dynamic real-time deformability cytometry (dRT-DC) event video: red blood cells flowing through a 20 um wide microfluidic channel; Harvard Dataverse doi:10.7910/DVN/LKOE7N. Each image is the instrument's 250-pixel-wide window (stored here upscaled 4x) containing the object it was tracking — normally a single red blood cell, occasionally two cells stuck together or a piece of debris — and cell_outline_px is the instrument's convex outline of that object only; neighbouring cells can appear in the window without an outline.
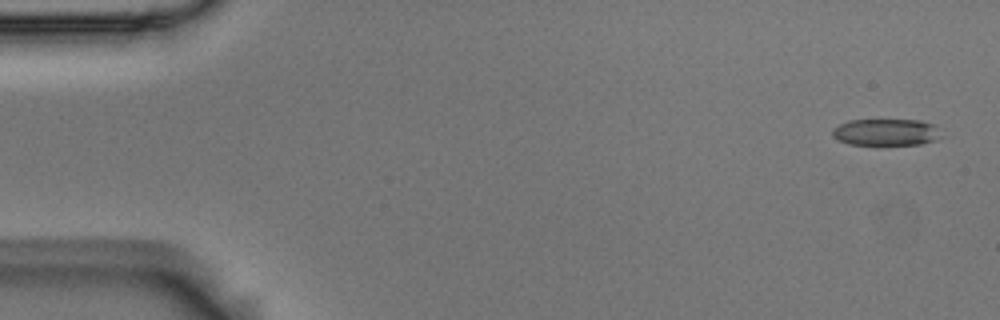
{"species": "Egyptian fruit bat (a non-hibernating species)", "species_latin": "Rousettus aegyptiacus", "temperature_condition": "room temperature", "stored_images_in_passage": 56, "camera_frame_rate_fps": 3000, "um_per_image_px": 0.085, "animal": {"sex": "male"}, "frame": {"image": 1, "passage_image": 2, "time_ms": 0.333, "image_size_px": [1000, 320], "cell_outline_px": [[944, 136], [936, 140], [920, 144], [848, 144], [836, 140], [832, 136], [832, 128], [848, 120], [920, 120], [936, 124]], "centroid_in_image_um": [75.35, 11.23], "position_along_channel_um": 9.7, "area_um2": 17.22}}
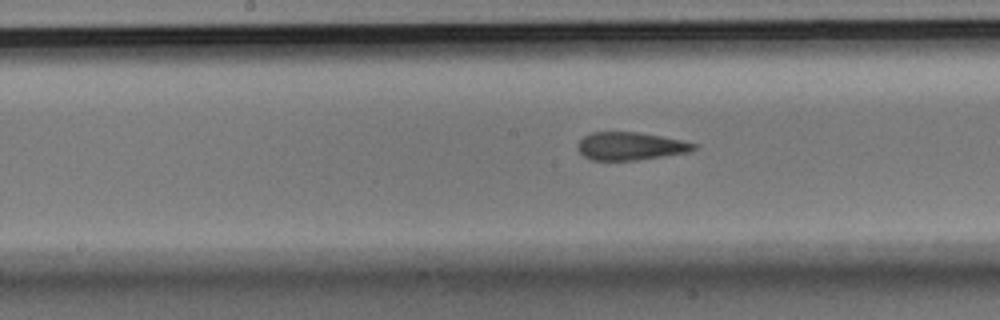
{"frame": {"image": 2, "passage_image": 28, "time_ms": 9.0, "image_size_px": [1000, 320], "cell_outline_px": [[700, 144], [696, 148], [688, 152], [636, 160], [592, 160], [584, 156], [576, 148], [580, 140], [584, 136], [592, 132], [640, 132]], "centroid_in_image_um": [53.58, 12.42], "position_along_channel_um": 194.6, "area_um2": 18.79}}
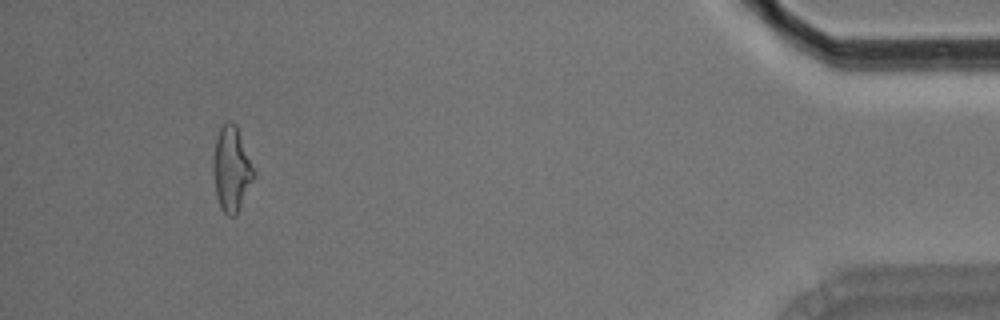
{"frame": {"image": 3, "passage_image": 52, "time_ms": 17.0, "image_size_px": [1000, 320], "cell_outline_px": [[256, 172], [236, 216], [228, 216], [220, 208], [216, 196], [212, 168], [216, 136], [220, 128], [228, 120], [236, 124]], "centroid_in_image_um": [19.67, 14.36], "position_along_channel_um": 415.5, "area_um2": 20.06}, "authors_computed_cell_mechanics": {"area_um2": 19.4497, "velocity_mm_per_s": 3.6017, "shape_relaxation_time_tau1_ms": null, "shape_relaxation_time_tau2_ms": 1.9133, "deformation_change_tau1": null, "deformation_change_tau2": 0.1131}}